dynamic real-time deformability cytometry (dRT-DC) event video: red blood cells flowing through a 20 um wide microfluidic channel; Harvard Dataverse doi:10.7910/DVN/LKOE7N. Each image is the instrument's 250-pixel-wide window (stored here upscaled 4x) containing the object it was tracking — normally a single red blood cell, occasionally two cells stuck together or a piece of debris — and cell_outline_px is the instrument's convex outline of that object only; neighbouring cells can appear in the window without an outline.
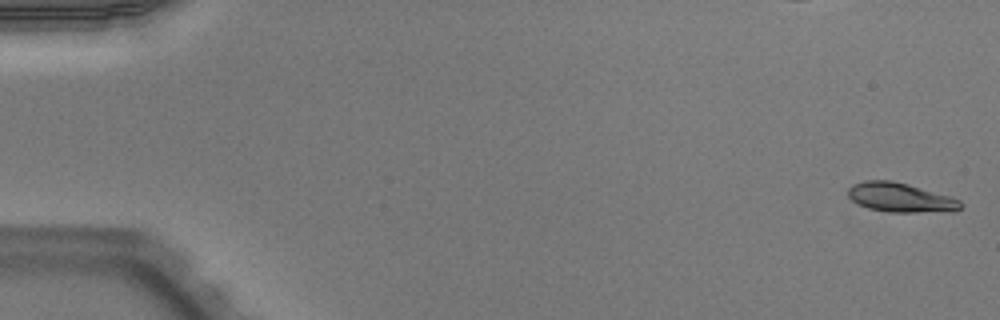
{"species": "Egyptian fruit bat (a non-hibernating species)", "species_latin": "Rousettus aegyptiacus", "temperature_condition": "warm", "stored_images_in_passage": 12, "camera_frame_rate_fps": 3000, "um_per_image_px": 0.085, "animal": {"sex": "male"}, "frame": {"image": 1, "passage_image": 1, "time_ms": 0.0, "image_size_px": [1000, 320], "cell_outline_px": [[964, 204], [960, 208], [952, 212], [888, 212], [868, 208], [856, 204], [848, 196], [848, 188], [852, 184], [864, 180], [892, 180], [908, 184], [948, 196], [960, 200]], "centroid_in_image_um": [76.52, 16.79], "position_along_channel_um": 8.5, "area_um2": 19.36}}